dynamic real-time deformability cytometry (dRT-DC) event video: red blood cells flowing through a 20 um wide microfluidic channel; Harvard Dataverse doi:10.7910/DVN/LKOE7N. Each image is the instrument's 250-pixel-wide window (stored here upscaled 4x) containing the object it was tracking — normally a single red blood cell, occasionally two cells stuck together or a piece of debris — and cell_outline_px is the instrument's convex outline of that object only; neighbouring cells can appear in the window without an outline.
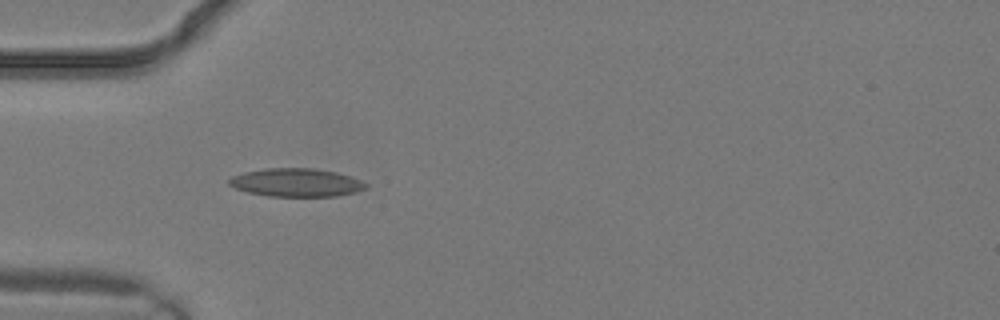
{"species": "common noctule bat (a hibernating species)", "species_latin": "Nyctalus noctula", "temperature_condition": "warm", "stored_images_in_passage": 2, "camera_frame_rate_fps": 3000, "um_per_image_px": 0.085, "animal": {"sex": "male", "body_mass_g": 19.2, "forearm_length_mm": 51.8}, "frame": {"image": 1, "passage_image": 2, "time_ms": 0.333, "image_size_px": [1000, 320], "cell_outline_px": [[368, 184], [364, 188], [356, 192], [336, 196], [268, 196], [248, 192], [236, 188], [228, 184], [228, 180], [232, 176], [244, 172], [264, 168], [312, 168], [336, 172], [360, 180]], "centroid_in_image_um": [25.15, 15.51], "position_along_channel_um": 59.8, "area_um2": 22.37}}